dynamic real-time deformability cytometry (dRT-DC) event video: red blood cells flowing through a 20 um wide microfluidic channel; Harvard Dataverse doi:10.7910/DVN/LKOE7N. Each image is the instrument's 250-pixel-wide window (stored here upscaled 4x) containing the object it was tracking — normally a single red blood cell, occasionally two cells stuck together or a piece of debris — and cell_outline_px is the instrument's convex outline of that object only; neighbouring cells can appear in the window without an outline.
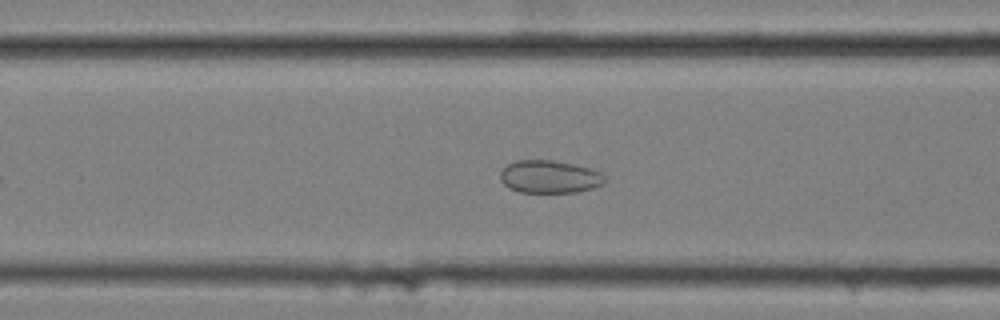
{"species": "common noctule bat (a hibernating species)", "species_latin": "Nyctalus noctula", "temperature_condition": "cold", "stored_images_in_passage": 46, "camera_frame_rate_fps": 3000, "um_per_image_px": 0.085, "animal": {"sex": "female", "body_mass_g": 25.1}, "frame": {"image": 1, "passage_image": 14, "time_ms": 4.333, "image_size_px": [1000, 320], "cell_outline_px": [[604, 184], [592, 188], [576, 192], [520, 192], [508, 188], [500, 180], [500, 172], [508, 164], [516, 160], [552, 160], [576, 164], [600, 172], [604, 176]], "centroid_in_image_um": [46.69, 15.02], "position_along_channel_um": 119.9, "area_um2": 19.94}}
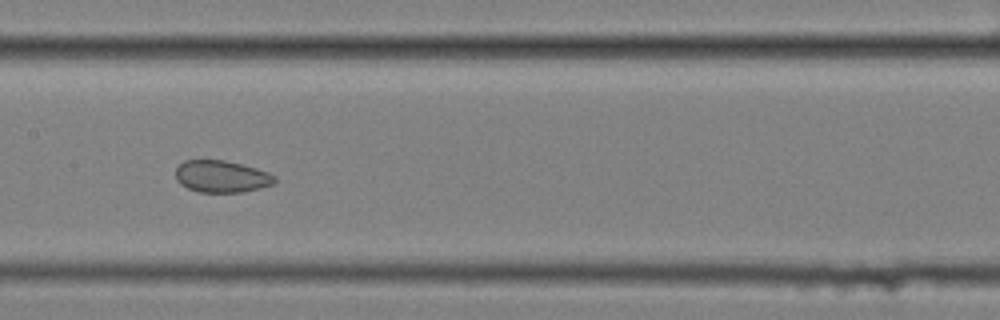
{"frame": {"image": 2, "passage_image": 20, "time_ms": 6.333, "image_size_px": [1000, 320], "cell_outline_px": [[276, 180], [272, 184], [260, 188], [244, 192], [200, 192], [188, 188], [180, 184], [176, 180], [176, 168], [184, 160], [224, 160], [256, 168], [268, 172], [276, 176]], "centroid_in_image_um": [18.83, 15.0], "position_along_channel_um": 188.6, "area_um2": 18.44}}
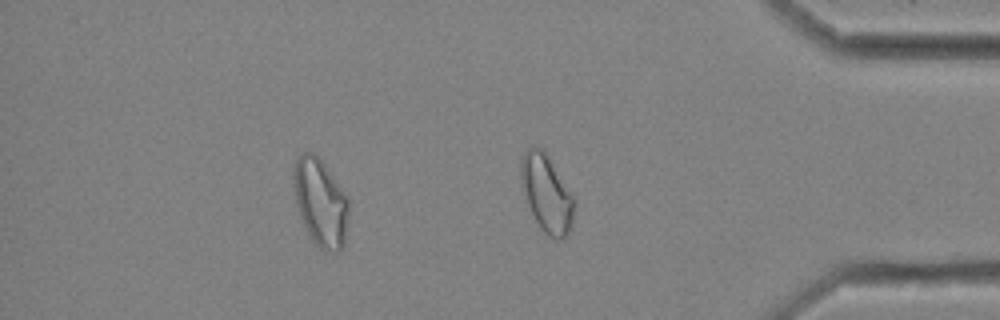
{"frame": {"image": 3, "passage_image": 39, "time_ms": 12.667, "image_size_px": [1000, 320], "cell_outline_px": [[348, 220], [344, 244], [340, 252], [324, 252], [312, 240], [300, 216], [296, 200], [292, 176], [292, 164], [304, 152], [312, 152], [324, 164], [348, 196]], "centroid_in_image_um": [27.25, 17.23], "position_along_channel_um": 408.0, "area_um2": 28.15}, "authors_computed_cell_mechanics": {"area_um2": 21.3571, "velocity_mm_per_s": 3.4395, "shape_relaxation_time_tau1_ms": null, "shape_relaxation_time_tau2_ms": 1.9474, "deformation_change_tau1": null, "deformation_change_tau2": 0.066}}